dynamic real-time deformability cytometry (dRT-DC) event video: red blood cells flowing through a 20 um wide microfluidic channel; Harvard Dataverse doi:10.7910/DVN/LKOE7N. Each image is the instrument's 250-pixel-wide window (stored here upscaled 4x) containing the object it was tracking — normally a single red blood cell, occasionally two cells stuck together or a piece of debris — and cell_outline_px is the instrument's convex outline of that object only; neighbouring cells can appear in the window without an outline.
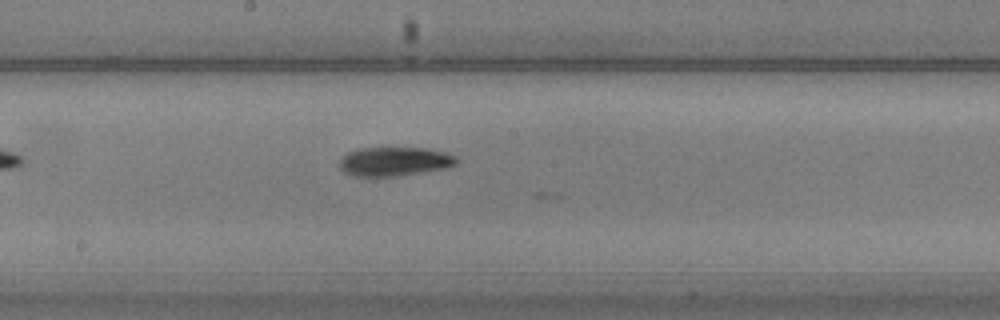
{"species": "common noctule bat (a hibernating species)", "species_latin": "Nyctalus noctula", "temperature_condition": "warm", "stored_images_in_passage": 27, "camera_frame_rate_fps": 3000, "um_per_image_px": 0.085, "animal": {"sex": "male", "body_mass_g": 20.5, "forearm_length_mm": 52.5}, "frame": {"image": 1, "passage_image": 12, "time_ms": 3.667, "image_size_px": [1000, 320], "cell_outline_px": [[460, 160], [456, 164], [448, 168], [396, 176], [356, 176], [344, 172], [340, 168], [340, 160], [348, 152], [360, 148], [428, 148], [444, 152], [456, 156]], "centroid_in_image_um": [33.58, 13.72], "position_along_channel_um": 214.6, "area_um2": 19.77}}